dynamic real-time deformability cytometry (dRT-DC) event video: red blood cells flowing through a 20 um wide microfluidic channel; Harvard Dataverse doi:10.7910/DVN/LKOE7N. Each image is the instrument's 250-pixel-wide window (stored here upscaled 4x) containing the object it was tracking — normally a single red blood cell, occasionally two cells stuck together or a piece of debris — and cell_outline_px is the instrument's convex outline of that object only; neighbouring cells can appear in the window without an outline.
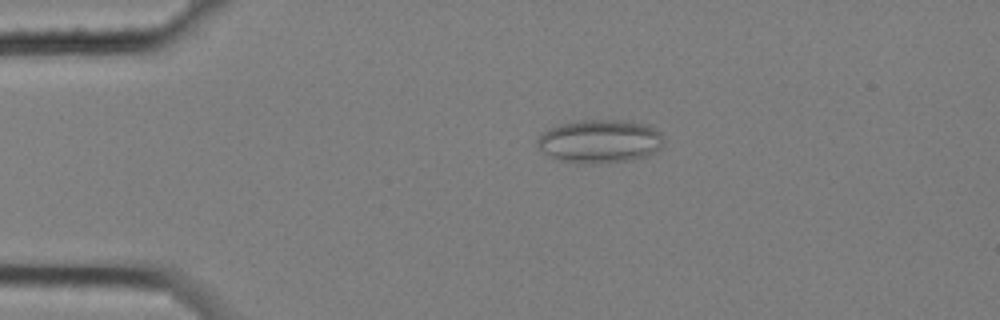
{"species": "common noctule bat (a hibernating species)", "species_latin": "Nyctalus noctula", "temperature_condition": "cold", "stored_images_in_passage": 6, "camera_frame_rate_fps": 3000, "um_per_image_px": 0.085, "animal": {"sex": "female", "body_mass_g": 25.1}, "frame": {"image": 1, "passage_image": 4, "time_ms": 1.0, "image_size_px": [1000, 320], "cell_outline_px": [[664, 144], [660, 148], [648, 156], [632, 160], [592, 164], [576, 164], [560, 160], [544, 152], [536, 144], [536, 136], [548, 128], [580, 120], [628, 120], [648, 124], [660, 132], [664, 136]], "centroid_in_image_um": [51.01, 12.01], "position_along_channel_um": 34.0, "area_um2": 32.43}}